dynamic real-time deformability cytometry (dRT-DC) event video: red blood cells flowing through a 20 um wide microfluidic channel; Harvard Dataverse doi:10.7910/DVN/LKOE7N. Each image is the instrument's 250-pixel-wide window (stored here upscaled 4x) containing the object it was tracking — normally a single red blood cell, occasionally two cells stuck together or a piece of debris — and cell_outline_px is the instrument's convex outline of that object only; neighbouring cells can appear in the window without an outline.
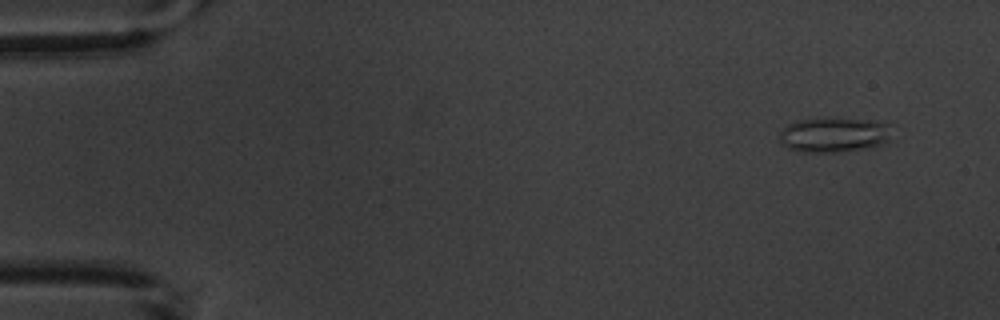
{"species": "common noctule bat (a hibernating species)", "species_latin": "Nyctalus noctula", "temperature_condition": "warm", "stored_images_in_passage": 7, "camera_frame_rate_fps": 3000, "um_per_image_px": 0.085, "animal": {"sex": "male", "body_mass_g": 20.1, "forearm_length_mm": 53.5}, "frame": {"image": 1, "passage_image": 1, "time_ms": 0.0, "image_size_px": [1000, 320], "cell_outline_px": [[888, 140], [880, 144], [864, 148], [836, 152], [800, 152], [788, 148], [780, 140], [780, 132], [788, 124], [796, 120], [824, 116], [828, 116], [872, 120], [888, 124]], "centroid_in_image_um": [70.82, 11.42], "position_along_channel_um": 14.2, "area_um2": 23.0}}
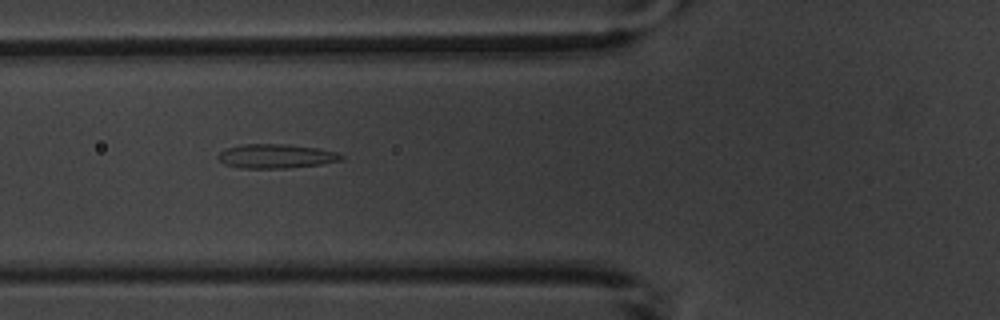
{"frame": {"image": 2, "passage_image": 6, "time_ms": 5.667, "image_size_px": [1000, 320], "cell_outline_px": [[344, 156], [340, 160], [320, 164], [288, 168], [240, 168], [224, 164], [216, 156], [224, 148], [240, 144], [284, 144], [316, 148], [336, 152]], "centroid_in_image_um": [23.39, 13.27], "position_along_channel_um": 102.4, "area_um2": 17.28}}
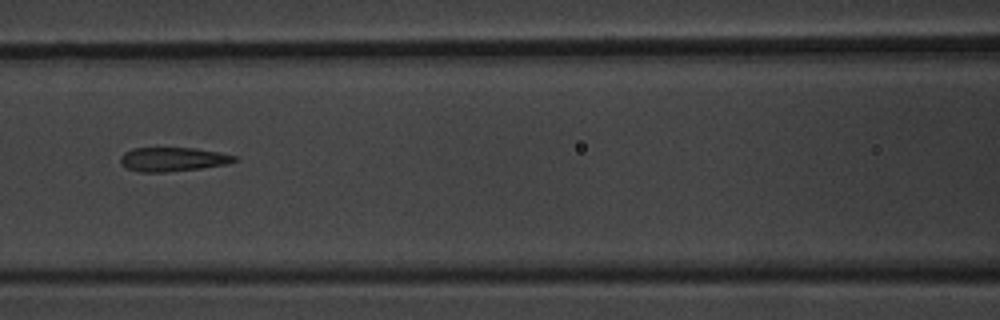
{"frame": {"image": 3, "passage_image": 7, "time_ms": 7.0, "image_size_px": [1000, 320], "cell_outline_px": [[236, 160], [228, 164], [200, 168], [164, 172], [140, 172], [128, 168], [120, 164], [120, 156], [124, 152], [132, 148], [196, 148], [236, 156]], "centroid_in_image_um": [14.64, 13.54], "position_along_channel_um": 152.0, "area_um2": 15.84}}